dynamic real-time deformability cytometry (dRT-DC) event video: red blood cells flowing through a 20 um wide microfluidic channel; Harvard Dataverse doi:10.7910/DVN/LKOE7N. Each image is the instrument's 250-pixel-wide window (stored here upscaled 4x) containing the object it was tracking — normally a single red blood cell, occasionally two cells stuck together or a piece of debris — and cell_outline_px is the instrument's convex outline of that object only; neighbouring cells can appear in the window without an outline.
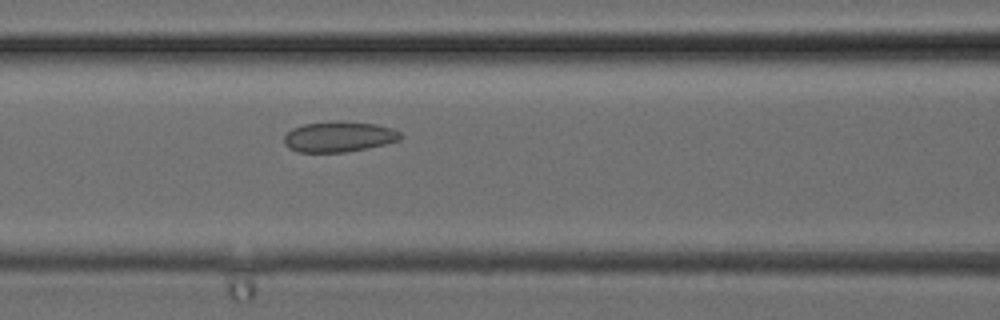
{"species": "common noctule bat (a hibernating species)", "species_latin": "Nyctalus noctula", "temperature_condition": "cold", "stored_images_in_passage": 27, "camera_frame_rate_fps": 3000, "um_per_image_px": 0.085, "animal": {"sex": "female", "body_mass_g": 24.6, "forearm_length_mm": 56.2}, "frame": {"image": 1, "passage_image": 12, "time_ms": 3.667, "image_size_px": [1000, 320], "cell_outline_px": [[404, 136], [400, 140], [368, 148], [344, 152], [296, 152], [288, 148], [284, 144], [284, 136], [292, 128], [304, 124], [332, 120], [340, 120], [376, 124], [392, 128], [400, 132]], "centroid_in_image_um": [28.8, 11.61], "position_along_channel_um": 137.8, "area_um2": 21.04}}
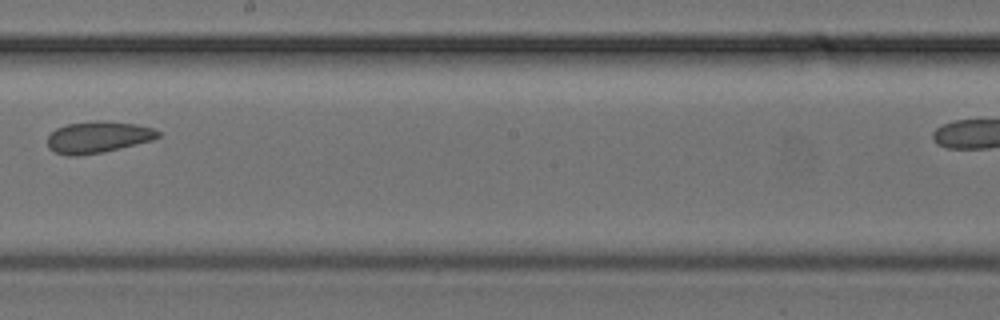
{"frame": {"image": 2, "passage_image": 17, "time_ms": 5.333, "image_size_px": [1000, 320], "cell_outline_px": [[160, 136], [152, 140], [104, 152], [76, 156], [68, 156], [56, 152], [48, 148], [48, 136], [56, 128], [64, 124], [96, 120], [108, 120], [136, 124], [152, 128], [160, 132]], "centroid_in_image_um": [8.31, 11.64], "position_along_channel_um": 239.9, "area_um2": 20.52}}
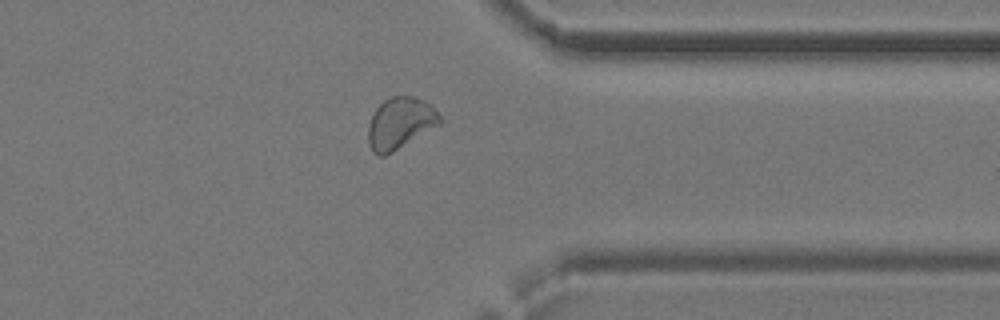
{"frame": {"image": 3, "passage_image": 24, "time_ms": 7.667, "image_size_px": [1000, 320], "cell_outline_px": [[444, 120], [440, 124], [392, 152], [384, 156], [376, 156], [372, 152], [368, 144], [368, 124], [376, 108], [384, 100], [392, 96], [412, 96], [424, 100]], "centroid_in_image_um": [33.98, 10.48], "position_along_channel_um": 377.4, "area_um2": 21.39}}